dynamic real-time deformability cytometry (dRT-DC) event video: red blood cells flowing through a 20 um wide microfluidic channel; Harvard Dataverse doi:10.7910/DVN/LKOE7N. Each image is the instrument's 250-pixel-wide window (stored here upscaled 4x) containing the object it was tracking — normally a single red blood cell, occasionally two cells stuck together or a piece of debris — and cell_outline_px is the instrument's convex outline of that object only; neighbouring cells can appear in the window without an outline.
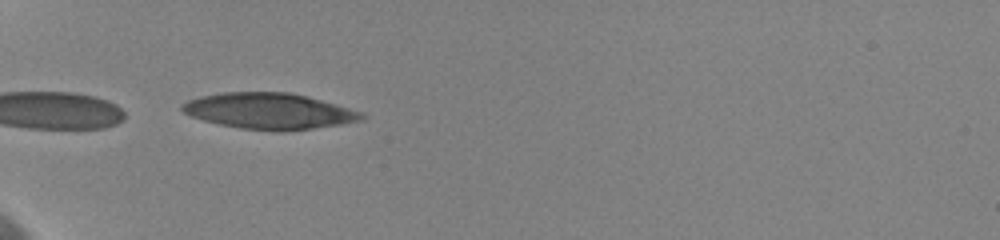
{"species": "human", "species_latin": "Homo sapiens", "temperature_condition": "cold", "stored_images_in_passage": 13, "camera_frame_rate_fps": 3000, "um_per_image_px": 0.085, "donor": {"sex": "female"}, "frame": {"image": 1, "passage_image": 11, "time_ms": 5.333, "image_size_px": [1000, 240], "cell_outline_px": [[368, 116], [364, 120], [340, 124], [312, 128], [280, 132], [240, 128], [220, 124], [204, 120], [192, 116], [184, 112], [180, 108], [180, 104], [188, 100], [200, 96], [220, 92], [288, 92], [336, 104], [364, 112]], "centroid_in_image_um": [22.89, 9.44], "position_along_channel_um": 62.1, "area_um2": 37.69}}